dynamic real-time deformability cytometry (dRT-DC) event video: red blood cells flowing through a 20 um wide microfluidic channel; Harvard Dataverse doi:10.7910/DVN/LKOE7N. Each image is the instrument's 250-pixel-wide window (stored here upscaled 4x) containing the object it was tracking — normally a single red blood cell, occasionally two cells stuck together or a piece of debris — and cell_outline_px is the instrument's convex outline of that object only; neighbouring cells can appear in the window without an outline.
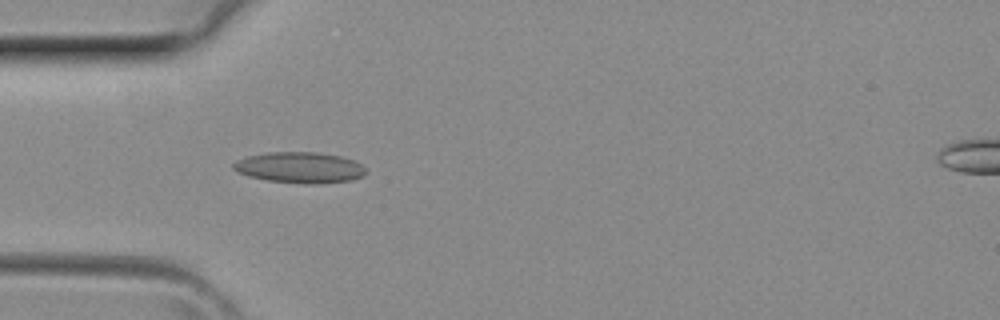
{"species": "common noctule bat (a hibernating species)", "species_latin": "Nyctalus noctula", "temperature_condition": "room temperature", "stored_images_in_passage": 39, "camera_frame_rate_fps": 3000, "um_per_image_px": 0.085, "animal": {"sex": "female", "body_mass_g": 29.2, "forearm_length_mm": 56.3}, "frame": {"image": 1, "passage_image": 11, "time_ms": 3.333, "image_size_px": [1000, 320], "cell_outline_px": [[368, 172], [364, 176], [348, 180], [312, 184], [308, 184], [268, 180], [248, 176], [236, 172], [232, 168], [232, 164], [236, 160], [248, 156], [268, 152], [316, 152], [340, 156], [356, 160]], "centroid_in_image_um": [25.46, 14.23], "position_along_channel_um": 59.5, "area_um2": 23.87}}
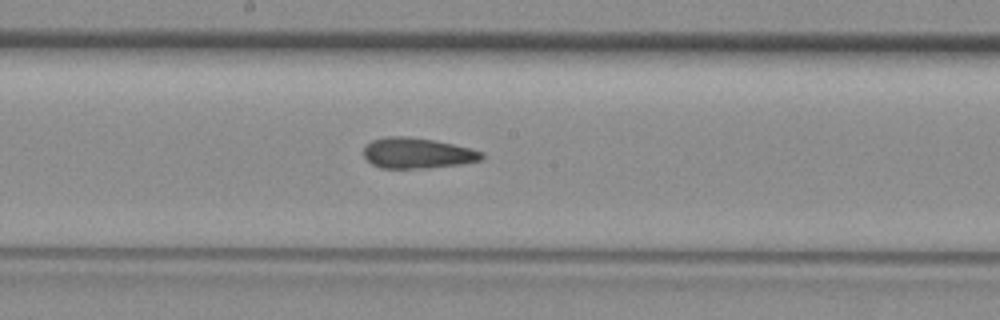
{"frame": {"image": 2, "passage_image": 20, "time_ms": 6.333, "image_size_px": [1000, 320], "cell_outline_px": [[484, 156], [480, 160], [464, 164], [428, 168], [380, 168], [372, 164], [364, 156], [364, 148], [372, 140], [384, 136], [404, 136], [432, 140], [452, 144], [484, 152]], "centroid_in_image_um": [35.47, 13.02], "position_along_channel_um": 212.7, "area_um2": 20.98}}
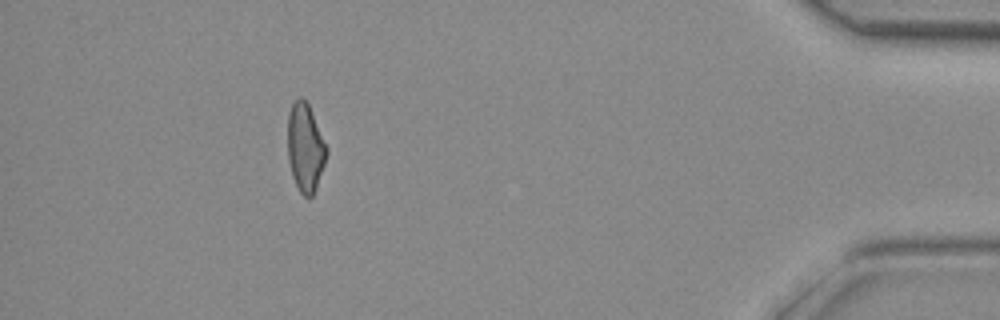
{"frame": {"image": 3, "passage_image": 35, "time_ms": 11.333, "image_size_px": [1000, 320], "cell_outline_px": [[328, 152], [316, 188], [312, 196], [308, 200], [300, 192], [292, 176], [288, 160], [288, 112], [292, 104], [300, 96], [308, 104], [328, 148]], "centroid_in_image_um": [25.94, 12.57], "position_along_channel_um": 409.3, "area_um2": 19.94}}